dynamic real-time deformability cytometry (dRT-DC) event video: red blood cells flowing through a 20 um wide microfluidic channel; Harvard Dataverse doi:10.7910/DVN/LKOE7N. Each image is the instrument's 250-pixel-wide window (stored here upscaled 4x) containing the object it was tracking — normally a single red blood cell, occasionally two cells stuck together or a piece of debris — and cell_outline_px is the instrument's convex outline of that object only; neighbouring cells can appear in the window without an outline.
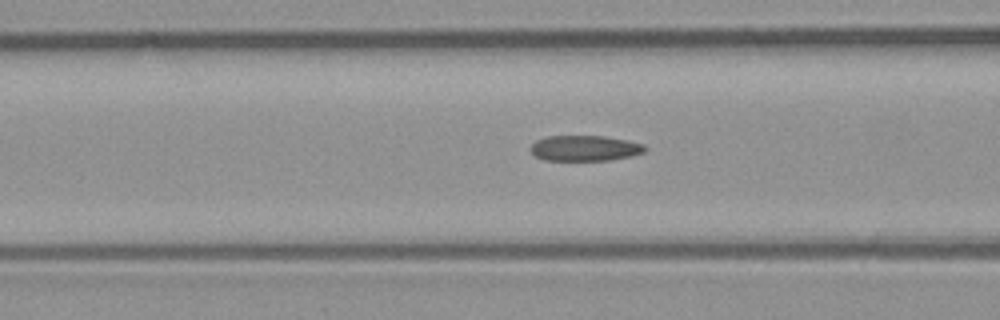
{"species": "common noctule bat (a hibernating species)", "species_latin": "Nyctalus noctula", "temperature_condition": "room temperature", "stored_images_in_passage": 12, "camera_frame_rate_fps": 3000, "um_per_image_px": 0.085, "animal": {"sex": "male", "body_mass_g": 23.1, "forearm_length_mm": 52.7}, "frame": {"image": 1, "passage_image": 7, "time_ms": 2.0, "image_size_px": [1000, 320], "cell_outline_px": [[648, 148], [644, 152], [612, 160], [544, 160], [536, 156], [528, 148], [536, 140], [548, 136], [604, 136], [628, 140], [644, 144]], "centroid_in_image_um": [49.71, 12.59], "position_along_channel_um": 116.9, "area_um2": 17.05}}
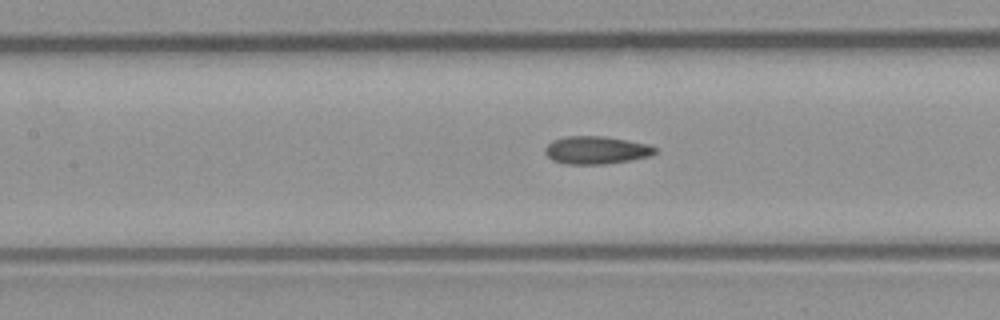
{"frame": {"image": 2, "passage_image": 10, "time_ms": 3.0, "image_size_px": [1000, 320], "cell_outline_px": [[656, 152], [652, 156], [604, 164], [568, 164], [552, 160], [544, 152], [544, 148], [552, 140], [564, 136], [604, 136], [648, 144], [656, 148]], "centroid_in_image_um": [50.66, 12.75], "position_along_channel_um": 156.7, "area_um2": 17.8}}